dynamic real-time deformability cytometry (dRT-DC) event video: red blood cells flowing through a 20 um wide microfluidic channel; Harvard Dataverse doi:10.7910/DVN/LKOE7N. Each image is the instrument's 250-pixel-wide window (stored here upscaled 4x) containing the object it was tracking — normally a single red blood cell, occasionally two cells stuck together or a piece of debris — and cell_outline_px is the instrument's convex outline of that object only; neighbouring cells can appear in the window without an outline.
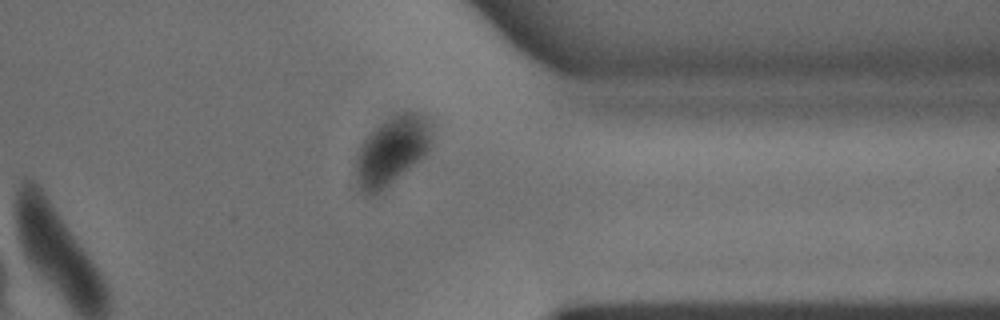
{"species": "common noctule bat (a hibernating species)", "species_latin": "Nyctalus noctula", "temperature_condition": "warm", "stored_images_in_passage": 28, "camera_frame_rate_fps": 3000, "um_per_image_px": 0.085, "animal": {"sex": "male", "body_mass_g": 15.6}, "frame": {"image": 1, "passage_image": 20, "time_ms": 6.333, "image_size_px": [1000, 320], "cell_outline_px": [[428, 148], [416, 160], [388, 184], [376, 192], [368, 196], [364, 196], [360, 188], [356, 176], [356, 156], [364, 140], [384, 120], [392, 116], [404, 112], [416, 112], [428, 120]], "centroid_in_image_um": [33.21, 12.79], "position_along_channel_um": 378.2, "area_um2": 28.32}}
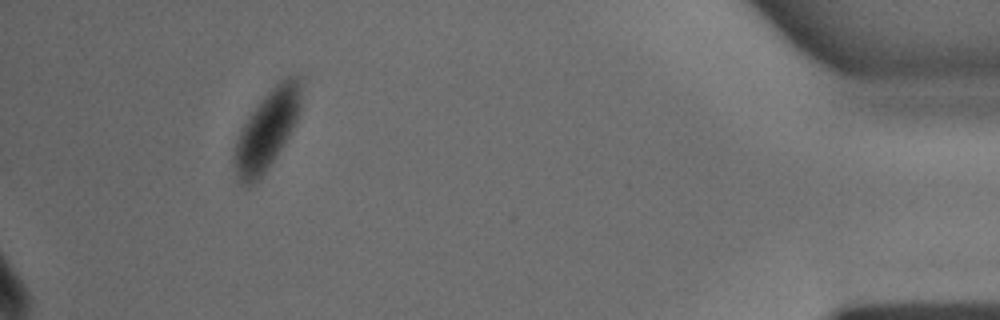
{"frame": {"image": 2, "passage_image": 25, "time_ms": 8.0, "image_size_px": [1000, 320], "cell_outline_px": [[300, 108], [296, 120], [288, 136], [276, 156], [268, 168], [248, 188], [240, 184], [232, 160], [232, 156], [236, 140], [248, 116], [260, 100], [280, 80], [288, 76], [296, 76], [300, 80]], "centroid_in_image_um": [22.65, 11.08], "position_along_channel_um": 412.6, "area_um2": 30.23}}